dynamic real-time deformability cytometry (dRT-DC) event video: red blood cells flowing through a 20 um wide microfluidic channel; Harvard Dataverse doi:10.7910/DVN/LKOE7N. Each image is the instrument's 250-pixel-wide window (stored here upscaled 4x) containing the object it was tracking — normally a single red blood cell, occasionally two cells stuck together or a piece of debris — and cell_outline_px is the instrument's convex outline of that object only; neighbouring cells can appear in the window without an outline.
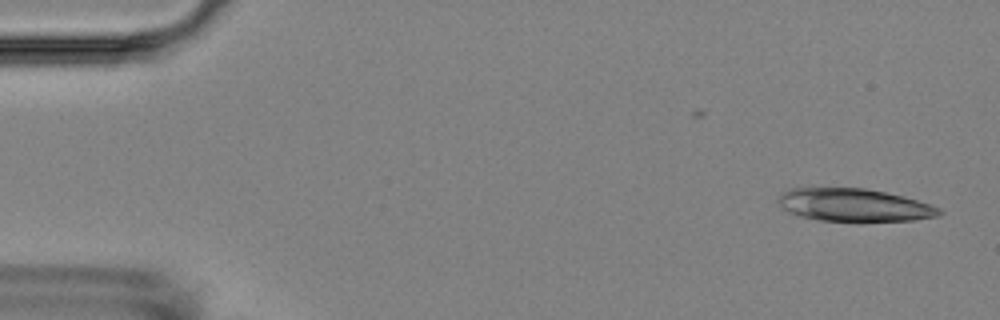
{"species": "Egyptian fruit bat (a non-hibernating species)", "species_latin": "Rousettus aegyptiacus", "temperature_condition": "room temperature", "stored_images_in_passage": 6, "camera_frame_rate_fps": 3000, "um_per_image_px": 0.085, "animal": {"sex": "female"}, "frame": {"image": 1, "passage_image": 1, "time_ms": 0.0, "image_size_px": [1000, 320], "cell_outline_px": [[944, 212], [940, 216], [912, 220], [820, 220], [800, 216], [788, 212], [776, 200], [784, 192], [792, 188], [812, 184], [864, 188], [904, 196], [932, 204], [940, 208]], "centroid_in_image_um": [72.56, 17.36], "position_along_channel_um": 12.4, "area_um2": 31.44}}